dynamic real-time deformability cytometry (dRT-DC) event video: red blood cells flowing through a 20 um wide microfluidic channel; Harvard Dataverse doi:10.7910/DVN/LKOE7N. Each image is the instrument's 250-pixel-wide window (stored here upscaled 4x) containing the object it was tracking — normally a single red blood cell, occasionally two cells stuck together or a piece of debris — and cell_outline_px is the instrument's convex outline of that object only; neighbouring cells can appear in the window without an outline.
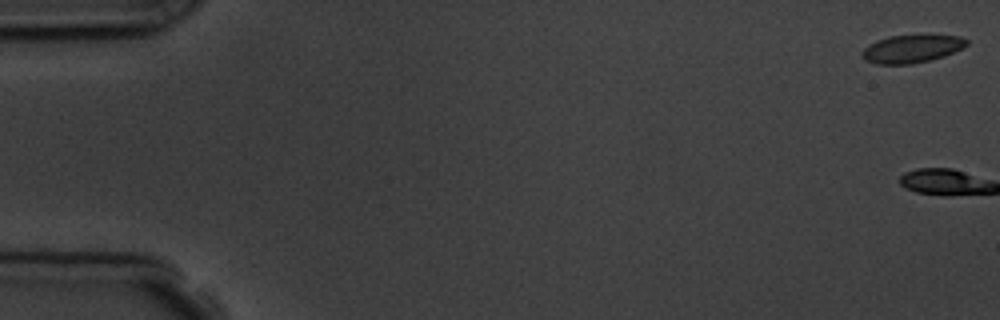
{"species": "common noctule bat (a hibernating species)", "species_latin": "Nyctalus noctula", "temperature_condition": "room temperature", "stored_images_in_passage": 7, "camera_frame_rate_fps": 3000, "um_per_image_px": 0.085, "animal": {"sex": "male", "body_mass_g": 19.5, "forearm_length_mm": 54.6}, "frame": {"image": 1, "passage_image": 1, "time_ms": 0.0, "image_size_px": [1000, 320], "cell_outline_px": [[968, 44], [964, 48], [944, 56], [912, 64], [876, 64], [864, 60], [860, 56], [860, 52], [868, 44], [876, 40], [888, 36], [960, 36], [968, 40]], "centroid_in_image_um": [77.44, 4.16], "position_along_channel_um": 7.6, "area_um2": 16.99}}
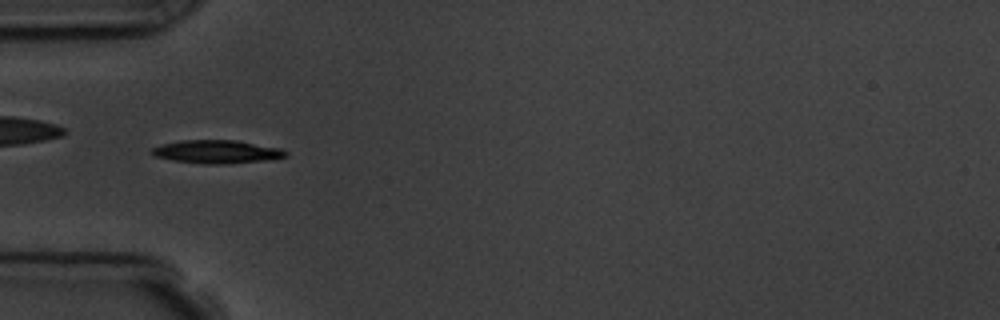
{"frame": {"image": 2, "passage_image": 6, "time_ms": 6.0, "image_size_px": [1000, 320], "cell_outline_px": [[288, 156], [268, 160], [228, 164], [204, 164], [172, 160], [156, 156], [148, 152], [152, 148], [164, 144], [184, 140], [236, 140], [280, 148], [288, 152]], "centroid_in_image_um": [18.46, 12.9], "position_along_channel_um": 66.5, "area_um2": 18.15}}